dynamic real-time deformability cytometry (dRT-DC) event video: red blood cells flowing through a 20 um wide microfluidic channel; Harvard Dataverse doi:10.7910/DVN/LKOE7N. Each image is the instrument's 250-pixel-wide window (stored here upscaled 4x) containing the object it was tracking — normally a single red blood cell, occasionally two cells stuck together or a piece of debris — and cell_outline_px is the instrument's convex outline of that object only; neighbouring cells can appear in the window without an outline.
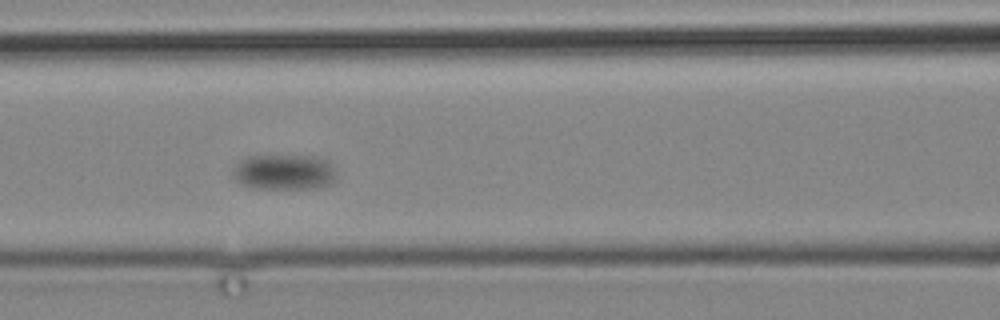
{"species": "common noctule bat (a hibernating species)", "species_latin": "Nyctalus noctula", "temperature_condition": "cold", "stored_images_in_passage": 8, "camera_frame_rate_fps": 3000, "um_per_image_px": 0.085, "animal": {"sex": "male", "body_mass_g": 19.2, "forearm_length_mm": 51.8}, "frame": {"image": 1, "passage_image": 5, "time_ms": 5.667, "image_size_px": [1000, 320], "cell_outline_px": [[336, 176], [332, 184], [316, 188], [256, 188], [240, 184], [232, 176], [232, 172], [236, 164], [240, 160], [248, 156], [320, 156], [328, 160]], "centroid_in_image_um": [24.15, 14.62], "position_along_channel_um": 142.5, "area_um2": 21.44}}
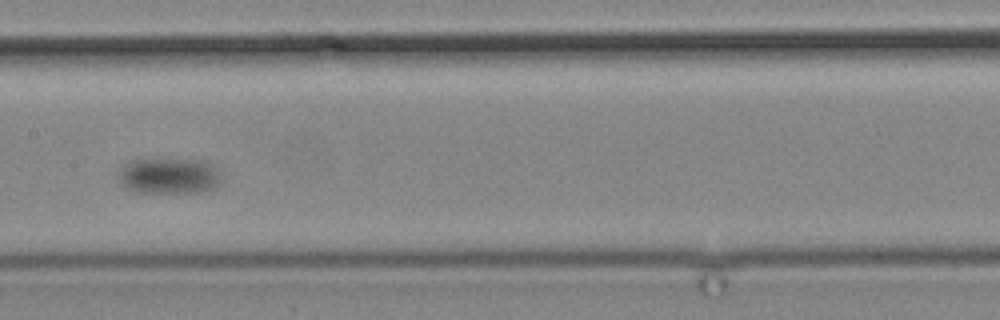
{"frame": {"image": 2, "passage_image": 7, "time_ms": 8.0, "image_size_px": [1000, 320], "cell_outline_px": [[220, 184], [216, 188], [200, 192], [140, 192], [124, 188], [120, 184], [116, 176], [116, 172], [124, 164], [132, 160], [204, 160], [220, 168]], "centroid_in_image_um": [14.36, 14.95], "position_along_channel_um": 193.0, "area_um2": 21.85}}